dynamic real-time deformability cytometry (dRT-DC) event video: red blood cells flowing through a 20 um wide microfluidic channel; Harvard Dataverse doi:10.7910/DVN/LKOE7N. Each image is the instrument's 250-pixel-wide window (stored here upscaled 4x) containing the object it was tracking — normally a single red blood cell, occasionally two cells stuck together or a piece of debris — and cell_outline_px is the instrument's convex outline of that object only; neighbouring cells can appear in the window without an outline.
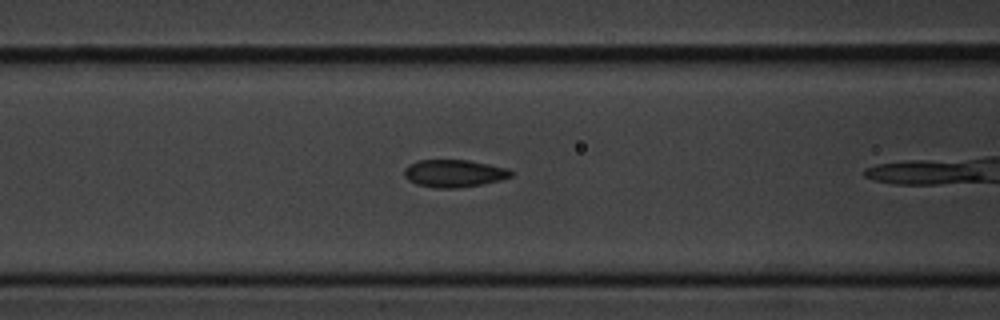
{"species": "common noctule bat (a hibernating species)", "species_latin": "Nyctalus noctula", "temperature_condition": "cold", "stored_images_in_passage": 12, "camera_frame_rate_fps": 3000, "um_per_image_px": 0.085, "animal": {"sex": "male", "body_mass_g": 20.1, "forearm_length_mm": 53.5}, "frame": {"image": 1, "passage_image": 4, "time_ms": 1.0, "image_size_px": [1000, 320], "cell_outline_px": [[512, 176], [500, 180], [480, 184], [456, 188], [436, 188], [416, 184], [408, 180], [404, 176], [404, 168], [408, 164], [416, 160], [468, 160], [508, 168], [512, 172]], "centroid_in_image_um": [38.55, 14.73], "position_along_channel_um": 128.1, "area_um2": 17.11}}
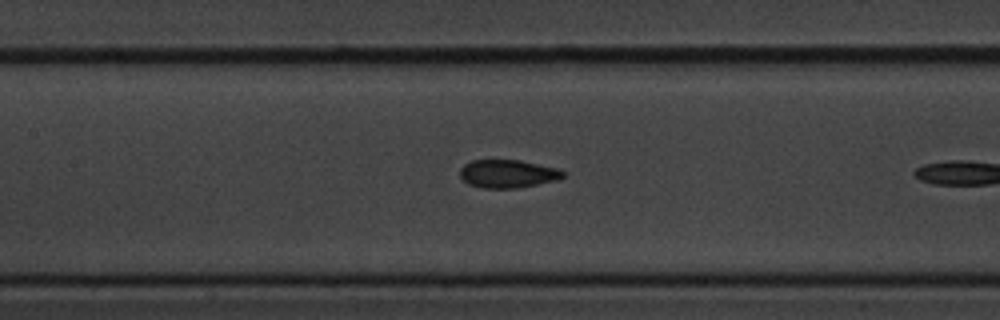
{"frame": {"image": 2, "passage_image": 7, "time_ms": 2.0, "image_size_px": [1000, 320], "cell_outline_px": [[564, 176], [556, 180], [516, 188], [484, 188], [468, 184], [460, 176], [460, 168], [464, 164], [472, 160], [520, 160], [556, 168], [564, 172]], "centroid_in_image_um": [43.12, 14.76], "position_along_channel_um": 164.3, "area_um2": 16.7}}
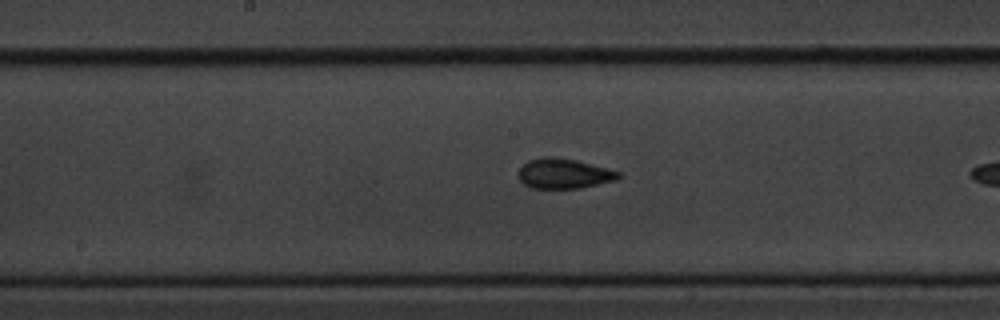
{"frame": {"image": 3, "passage_image": 10, "time_ms": 3.0, "image_size_px": [1000, 320], "cell_outline_px": [[620, 176], [616, 180], [580, 188], [532, 188], [524, 184], [520, 180], [520, 168], [528, 160], [544, 156], [548, 156], [576, 160], [608, 168], [620, 172]], "centroid_in_image_um": [47.94, 14.75], "position_along_channel_um": 200.3, "area_um2": 17.34}}